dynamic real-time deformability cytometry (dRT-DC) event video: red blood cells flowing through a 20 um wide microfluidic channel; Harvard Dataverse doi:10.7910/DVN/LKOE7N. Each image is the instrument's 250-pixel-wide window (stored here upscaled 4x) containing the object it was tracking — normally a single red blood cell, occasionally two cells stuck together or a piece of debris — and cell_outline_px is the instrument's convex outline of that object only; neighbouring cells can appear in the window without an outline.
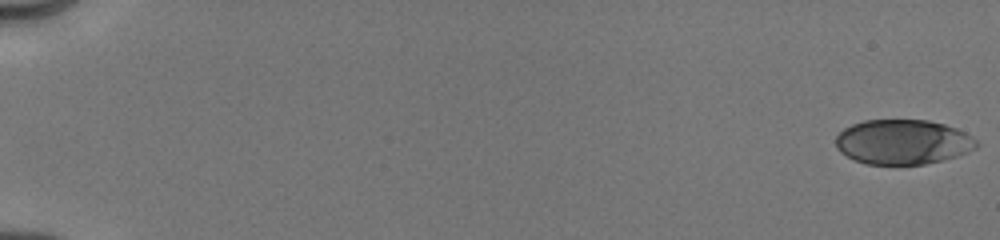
{"species": "human", "species_latin": "Homo sapiens", "temperature_condition": "cold", "stored_images_in_passage": 23, "camera_frame_rate_fps": 3000, "um_per_image_px": 0.085, "donor": {"sex": "male"}, "frame": {"image": 1, "passage_image": 1, "time_ms": 0.0, "image_size_px": [1000, 240], "cell_outline_px": [[980, 144], [976, 148], [968, 152], [956, 156], [924, 164], [868, 164], [856, 160], [840, 152], [836, 148], [836, 136], [844, 128], [852, 124], [864, 120], [928, 120], [944, 124], [956, 128], [972, 136]], "centroid_in_image_um": [76.75, 12.06], "position_along_channel_um": 8.3, "area_um2": 36.65}}
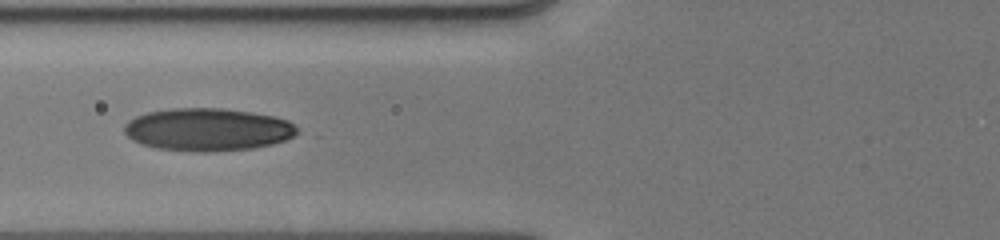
{"frame": {"image": 2, "passage_image": 17, "time_ms": 7.333, "image_size_px": [1000, 240], "cell_outline_px": [[296, 132], [292, 136], [284, 140], [272, 144], [252, 148], [208, 152], [200, 152], [156, 148], [140, 144], [132, 140], [124, 132], [124, 124], [128, 120], [136, 116], [148, 112], [172, 108], [224, 108], [252, 112], [272, 116], [288, 120], [296, 128]], "centroid_in_image_um": [17.6, 11.01], "position_along_channel_um": 108.2, "area_um2": 42.95}}
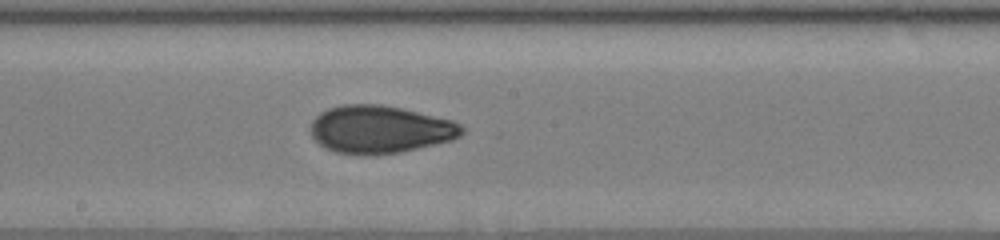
{"frame": {"image": 3, "passage_image": 23, "time_ms": 10.0, "image_size_px": [1000, 240], "cell_outline_px": [[464, 132], [460, 136], [452, 140], [400, 152], [336, 152], [324, 148], [312, 136], [312, 120], [320, 112], [328, 108], [340, 104], [380, 104], [400, 108], [452, 120], [460, 124], [464, 128]], "centroid_in_image_um": [32.31, 10.96], "position_along_channel_um": 215.9, "area_um2": 41.15}}